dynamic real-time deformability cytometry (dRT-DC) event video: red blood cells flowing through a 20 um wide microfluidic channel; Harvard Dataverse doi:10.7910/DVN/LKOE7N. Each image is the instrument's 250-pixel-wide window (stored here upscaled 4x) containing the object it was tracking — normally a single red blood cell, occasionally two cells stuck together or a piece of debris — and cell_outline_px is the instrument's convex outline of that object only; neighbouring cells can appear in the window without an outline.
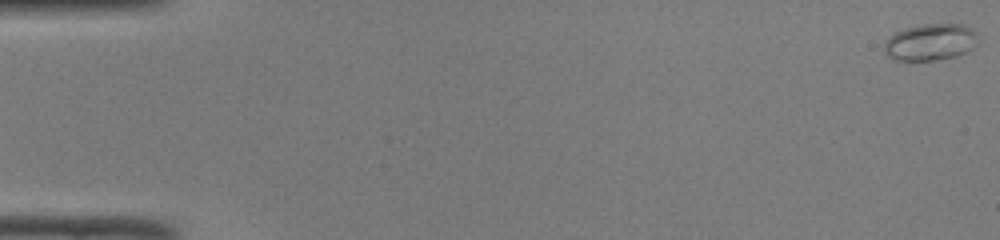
{"species": "common noctule bat (a hibernating species)", "species_latin": "Nyctalus noctula", "temperature_condition": "room temperature", "stored_images_in_passage": 51, "camera_frame_rate_fps": 3000, "um_per_image_px": 0.085, "animal": {"sex": "male", "body_mass_g": 19.0, "forearm_length_mm": 50.8}, "frame": {"image": 1, "passage_image": 1, "time_ms": 0.0, "image_size_px": [1000, 240], "cell_outline_px": [[980, 40], [972, 48], [956, 56], [940, 60], [892, 60], [884, 52], [884, 44], [888, 36], [904, 28], [920, 24], [964, 24], [972, 28], [976, 32]], "centroid_in_image_um": [79.09, 3.57], "position_along_channel_um": 5.9, "area_um2": 20.4}}
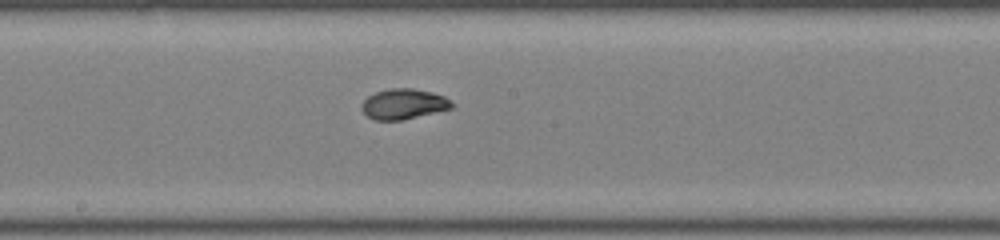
{"frame": {"image": 2, "passage_image": 28, "time_ms": 9.0, "image_size_px": [1000, 240], "cell_outline_px": [[456, 104], [452, 108], [400, 120], [376, 120], [368, 116], [360, 108], [364, 100], [368, 96], [376, 92], [388, 88], [412, 88], [432, 92], [444, 96]], "centroid_in_image_um": [34.31, 8.82], "position_along_channel_um": 213.9, "area_um2": 15.84}}
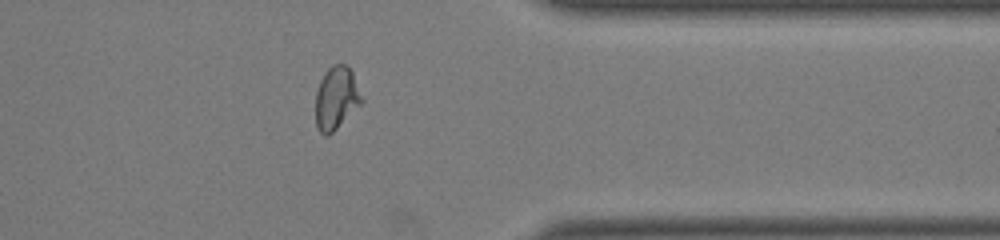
{"frame": {"image": 3, "passage_image": 41, "time_ms": 13.333, "image_size_px": [1000, 240], "cell_outline_px": [[364, 100], [328, 136], [324, 136], [320, 132], [316, 124], [316, 92], [320, 80], [324, 72], [332, 64], [348, 64], [352, 72]], "centroid_in_image_um": [28.57, 8.3], "position_along_channel_um": 382.8, "area_um2": 16.76}, "authors_computed_cell_mechanics": {"area_um2": 16.6464, "velocity_mm_per_s": 4.1056, "shape_relaxation_time_tau1_ms": 5.7175, "shape_relaxation_time_tau2_ms": 1.3746, "deformation_change_tau1": 0.1959, "deformation_change_tau2": 0.0498}}